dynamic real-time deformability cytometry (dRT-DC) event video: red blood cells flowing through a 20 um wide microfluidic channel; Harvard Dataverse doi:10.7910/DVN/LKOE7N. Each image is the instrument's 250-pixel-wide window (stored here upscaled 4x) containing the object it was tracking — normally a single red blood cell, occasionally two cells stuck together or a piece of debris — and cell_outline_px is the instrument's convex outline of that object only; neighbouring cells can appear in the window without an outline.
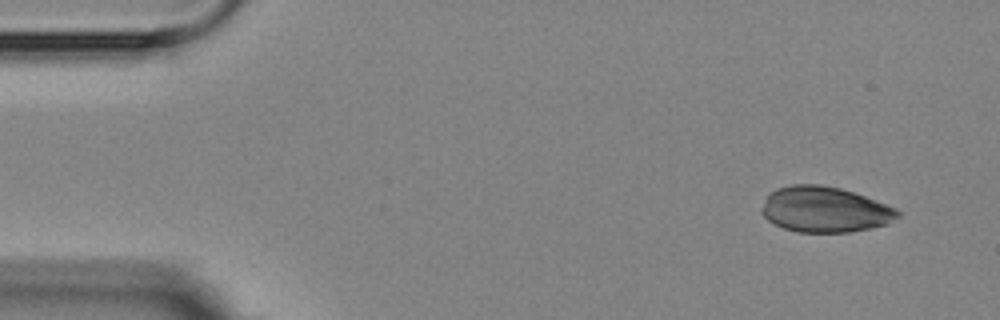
{"species": "Egyptian fruit bat (a non-hibernating species)", "species_latin": "Rousettus aegyptiacus", "temperature_condition": "room temperature", "stored_images_in_passage": 5, "camera_frame_rate_fps": 3000, "um_per_image_px": 0.085, "animal": {"sex": "female"}, "frame": {"image": 1, "passage_image": 1, "time_ms": 0.0, "image_size_px": [1000, 320], "cell_outline_px": [[900, 216], [888, 224], [848, 232], [800, 232], [784, 228], [768, 220], [760, 212], [768, 196], [776, 188], [792, 184], [820, 184], [840, 188], [864, 196], [896, 208], [900, 212]], "centroid_in_image_um": [70.12, 17.8], "position_along_channel_um": 14.9, "area_um2": 35.84}}
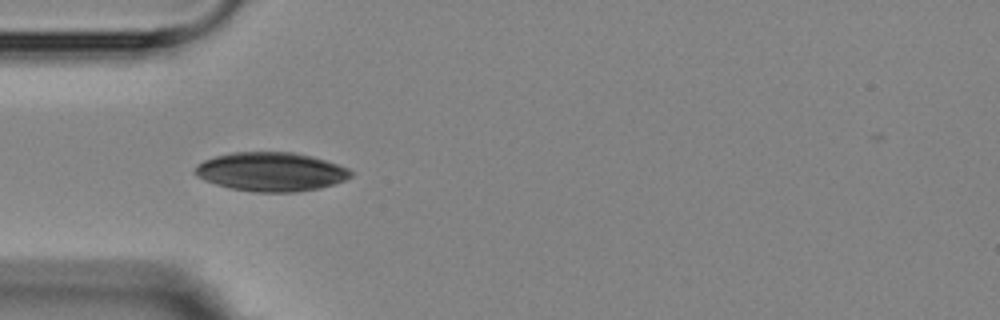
{"frame": {"image": 2, "passage_image": 4, "time_ms": 4.0, "image_size_px": [1000, 320], "cell_outline_px": [[352, 176], [344, 180], [320, 188], [296, 192], [256, 192], [232, 188], [216, 184], [204, 180], [196, 176], [192, 172], [196, 164], [204, 160], [216, 156], [232, 152], [292, 152], [312, 156], [348, 168], [352, 172]], "centroid_in_image_um": [23.0, 14.6], "position_along_channel_um": 62.0, "area_um2": 35.26}}
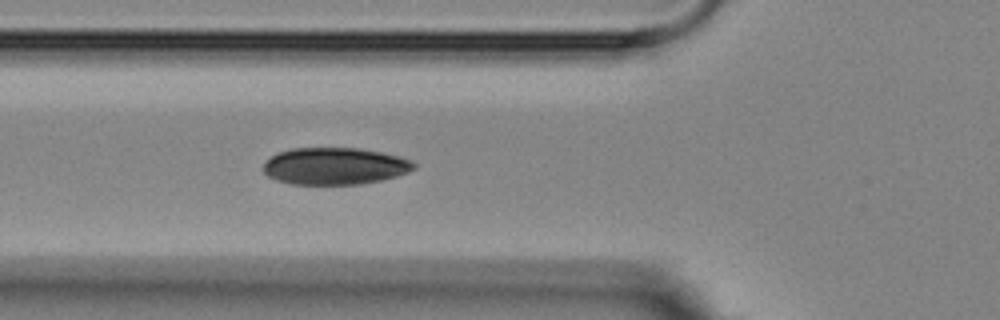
{"frame": {"image": 3, "passage_image": 5, "time_ms": 5.0, "image_size_px": [1000, 320], "cell_outline_px": [[416, 168], [408, 172], [396, 176], [380, 180], [360, 184], [292, 184], [276, 180], [268, 176], [264, 172], [264, 164], [276, 152], [292, 148], [360, 148], [400, 156], [416, 164]], "centroid_in_image_um": [28.45, 14.11], "position_along_channel_um": 97.4, "area_um2": 32.37}}